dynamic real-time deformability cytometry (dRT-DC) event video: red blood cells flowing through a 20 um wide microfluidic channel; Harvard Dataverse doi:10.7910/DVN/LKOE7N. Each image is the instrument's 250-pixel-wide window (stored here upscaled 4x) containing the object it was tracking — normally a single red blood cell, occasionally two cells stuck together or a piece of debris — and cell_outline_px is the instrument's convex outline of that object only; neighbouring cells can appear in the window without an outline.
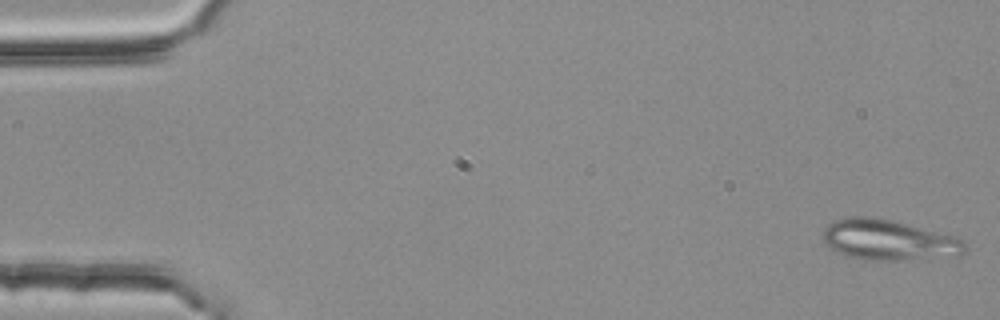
{"species": "common noctule bat (a hibernating species)", "species_latin": "Nyctalus noctula", "temperature_condition": "room temperature", "stored_images_in_passage": 4, "camera_frame_rate_fps": 3000, "um_per_image_px": 0.085, "animal": {"sex": "female", "body_mass_g": 25.1}, "frame": {"image": 1, "passage_image": 1, "time_ms": 0.0, "image_size_px": [1000, 320], "cell_outline_px": [[968, 252], [956, 256], [892, 260], [864, 260], [848, 256], [836, 252], [824, 244], [820, 232], [832, 220], [844, 216], [876, 216], [956, 236], [964, 240], [968, 248]], "centroid_in_image_um": [75.49, 20.38], "position_along_channel_um": 9.5, "area_um2": 34.28}}